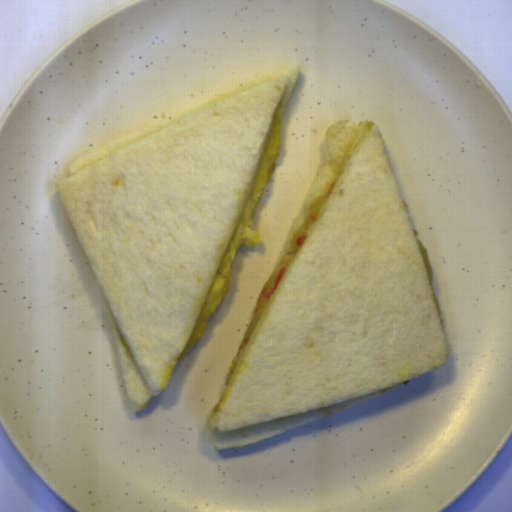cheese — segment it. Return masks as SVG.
<instances>
[{
    "label": "cheese",
    "instance_id": "2",
    "mask_svg": "<svg viewBox=\"0 0 512 512\" xmlns=\"http://www.w3.org/2000/svg\"><path fill=\"white\" fill-rule=\"evenodd\" d=\"M416 242H417V245H418V248H419V251H420V254H421V257H422V260H423V263H424V266H425V269H426V272H427V275H428V278H429V281L431 283L432 281V278H433V272H432V265L430 263V260H429V257L420 241L419 238H416Z\"/></svg>",
    "mask_w": 512,
    "mask_h": 512
},
{
    "label": "cheese",
    "instance_id": "1",
    "mask_svg": "<svg viewBox=\"0 0 512 512\" xmlns=\"http://www.w3.org/2000/svg\"><path fill=\"white\" fill-rule=\"evenodd\" d=\"M280 132V120L279 117H275L245 192L228 244L177 362L182 361L186 352L194 347L225 299L232 283V272L239 247H251L259 242L260 236L252 225L265 185L276 162Z\"/></svg>",
    "mask_w": 512,
    "mask_h": 512
}]
</instances>
